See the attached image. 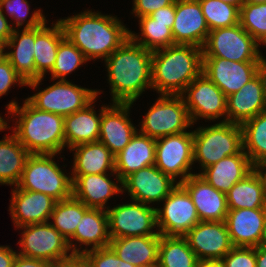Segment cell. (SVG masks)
I'll return each instance as SVG.
<instances>
[{"instance_id": "obj_43", "label": "cell", "mask_w": 266, "mask_h": 267, "mask_svg": "<svg viewBox=\"0 0 266 267\" xmlns=\"http://www.w3.org/2000/svg\"><path fill=\"white\" fill-rule=\"evenodd\" d=\"M83 255L89 267H137L121 260L110 246L87 250Z\"/></svg>"}, {"instance_id": "obj_10", "label": "cell", "mask_w": 266, "mask_h": 267, "mask_svg": "<svg viewBox=\"0 0 266 267\" xmlns=\"http://www.w3.org/2000/svg\"><path fill=\"white\" fill-rule=\"evenodd\" d=\"M19 229H23L18 242L21 256L53 264L73 255L68 241L49 222L29 224Z\"/></svg>"}, {"instance_id": "obj_19", "label": "cell", "mask_w": 266, "mask_h": 267, "mask_svg": "<svg viewBox=\"0 0 266 267\" xmlns=\"http://www.w3.org/2000/svg\"><path fill=\"white\" fill-rule=\"evenodd\" d=\"M210 30L198 0H175L172 26L174 44H189L203 48Z\"/></svg>"}, {"instance_id": "obj_46", "label": "cell", "mask_w": 266, "mask_h": 267, "mask_svg": "<svg viewBox=\"0 0 266 267\" xmlns=\"http://www.w3.org/2000/svg\"><path fill=\"white\" fill-rule=\"evenodd\" d=\"M175 0H133L132 14L140 18L149 16L154 11L172 4Z\"/></svg>"}, {"instance_id": "obj_2", "label": "cell", "mask_w": 266, "mask_h": 267, "mask_svg": "<svg viewBox=\"0 0 266 267\" xmlns=\"http://www.w3.org/2000/svg\"><path fill=\"white\" fill-rule=\"evenodd\" d=\"M113 103H134L152 88V51L130 37L104 60Z\"/></svg>"}, {"instance_id": "obj_7", "label": "cell", "mask_w": 266, "mask_h": 267, "mask_svg": "<svg viewBox=\"0 0 266 267\" xmlns=\"http://www.w3.org/2000/svg\"><path fill=\"white\" fill-rule=\"evenodd\" d=\"M141 123L139 132L153 139L184 132L193 125L181 95H159Z\"/></svg>"}, {"instance_id": "obj_48", "label": "cell", "mask_w": 266, "mask_h": 267, "mask_svg": "<svg viewBox=\"0 0 266 267\" xmlns=\"http://www.w3.org/2000/svg\"><path fill=\"white\" fill-rule=\"evenodd\" d=\"M51 267H89L83 254H73L69 258L53 263Z\"/></svg>"}, {"instance_id": "obj_30", "label": "cell", "mask_w": 266, "mask_h": 267, "mask_svg": "<svg viewBox=\"0 0 266 267\" xmlns=\"http://www.w3.org/2000/svg\"><path fill=\"white\" fill-rule=\"evenodd\" d=\"M97 97L84 109L64 117L65 146L97 142L100 134L101 109L96 114L93 104Z\"/></svg>"}, {"instance_id": "obj_51", "label": "cell", "mask_w": 266, "mask_h": 267, "mask_svg": "<svg viewBox=\"0 0 266 267\" xmlns=\"http://www.w3.org/2000/svg\"><path fill=\"white\" fill-rule=\"evenodd\" d=\"M14 28L8 23L6 15H4V10L0 7V42L6 43L11 37Z\"/></svg>"}, {"instance_id": "obj_25", "label": "cell", "mask_w": 266, "mask_h": 267, "mask_svg": "<svg viewBox=\"0 0 266 267\" xmlns=\"http://www.w3.org/2000/svg\"><path fill=\"white\" fill-rule=\"evenodd\" d=\"M110 240L106 210L89 208L77 225L74 235L68 240V244L72 254H83L87 250L109 246ZM74 241L75 244L78 242V248ZM81 245L91 246V248L81 250Z\"/></svg>"}, {"instance_id": "obj_53", "label": "cell", "mask_w": 266, "mask_h": 267, "mask_svg": "<svg viewBox=\"0 0 266 267\" xmlns=\"http://www.w3.org/2000/svg\"><path fill=\"white\" fill-rule=\"evenodd\" d=\"M253 169L255 170V172L258 174V176L262 181L264 195L266 199V160H263L255 164L253 166Z\"/></svg>"}, {"instance_id": "obj_38", "label": "cell", "mask_w": 266, "mask_h": 267, "mask_svg": "<svg viewBox=\"0 0 266 267\" xmlns=\"http://www.w3.org/2000/svg\"><path fill=\"white\" fill-rule=\"evenodd\" d=\"M243 151L254 166L266 160V110L241 125Z\"/></svg>"}, {"instance_id": "obj_23", "label": "cell", "mask_w": 266, "mask_h": 267, "mask_svg": "<svg viewBox=\"0 0 266 267\" xmlns=\"http://www.w3.org/2000/svg\"><path fill=\"white\" fill-rule=\"evenodd\" d=\"M47 20L35 28L34 62L36 79L27 82V86L36 89L45 77L51 72L56 61L59 43L66 37L62 23L58 20L47 27Z\"/></svg>"}, {"instance_id": "obj_20", "label": "cell", "mask_w": 266, "mask_h": 267, "mask_svg": "<svg viewBox=\"0 0 266 267\" xmlns=\"http://www.w3.org/2000/svg\"><path fill=\"white\" fill-rule=\"evenodd\" d=\"M11 194L9 211L17 229L29 224L49 222L57 202L55 199L41 192L19 189L17 186Z\"/></svg>"}, {"instance_id": "obj_5", "label": "cell", "mask_w": 266, "mask_h": 267, "mask_svg": "<svg viewBox=\"0 0 266 267\" xmlns=\"http://www.w3.org/2000/svg\"><path fill=\"white\" fill-rule=\"evenodd\" d=\"M243 150L241 125L222 122L199 127L193 131V162H198L202 171L221 159Z\"/></svg>"}, {"instance_id": "obj_44", "label": "cell", "mask_w": 266, "mask_h": 267, "mask_svg": "<svg viewBox=\"0 0 266 267\" xmlns=\"http://www.w3.org/2000/svg\"><path fill=\"white\" fill-rule=\"evenodd\" d=\"M221 260L225 267H256V247H233Z\"/></svg>"}, {"instance_id": "obj_35", "label": "cell", "mask_w": 266, "mask_h": 267, "mask_svg": "<svg viewBox=\"0 0 266 267\" xmlns=\"http://www.w3.org/2000/svg\"><path fill=\"white\" fill-rule=\"evenodd\" d=\"M198 261L183 236L160 235L157 267H196Z\"/></svg>"}, {"instance_id": "obj_41", "label": "cell", "mask_w": 266, "mask_h": 267, "mask_svg": "<svg viewBox=\"0 0 266 267\" xmlns=\"http://www.w3.org/2000/svg\"><path fill=\"white\" fill-rule=\"evenodd\" d=\"M239 23L260 43L266 36V3H244L240 8Z\"/></svg>"}, {"instance_id": "obj_8", "label": "cell", "mask_w": 266, "mask_h": 267, "mask_svg": "<svg viewBox=\"0 0 266 267\" xmlns=\"http://www.w3.org/2000/svg\"><path fill=\"white\" fill-rule=\"evenodd\" d=\"M100 92L80 87L68 80H57L26 99L39 110L65 117L84 109Z\"/></svg>"}, {"instance_id": "obj_34", "label": "cell", "mask_w": 266, "mask_h": 267, "mask_svg": "<svg viewBox=\"0 0 266 267\" xmlns=\"http://www.w3.org/2000/svg\"><path fill=\"white\" fill-rule=\"evenodd\" d=\"M226 198L228 210L266 208L262 181L254 169L231 187Z\"/></svg>"}, {"instance_id": "obj_47", "label": "cell", "mask_w": 266, "mask_h": 267, "mask_svg": "<svg viewBox=\"0 0 266 267\" xmlns=\"http://www.w3.org/2000/svg\"><path fill=\"white\" fill-rule=\"evenodd\" d=\"M152 19L156 20V22L161 23H174L175 18V1L166 6L162 7L152 14L149 15Z\"/></svg>"}, {"instance_id": "obj_17", "label": "cell", "mask_w": 266, "mask_h": 267, "mask_svg": "<svg viewBox=\"0 0 266 267\" xmlns=\"http://www.w3.org/2000/svg\"><path fill=\"white\" fill-rule=\"evenodd\" d=\"M257 64L258 61L235 62L220 57H203L202 73L228 97L257 75Z\"/></svg>"}, {"instance_id": "obj_45", "label": "cell", "mask_w": 266, "mask_h": 267, "mask_svg": "<svg viewBox=\"0 0 266 267\" xmlns=\"http://www.w3.org/2000/svg\"><path fill=\"white\" fill-rule=\"evenodd\" d=\"M27 86L25 79L14 69L7 58L0 62V97L7 94L11 86Z\"/></svg>"}, {"instance_id": "obj_49", "label": "cell", "mask_w": 266, "mask_h": 267, "mask_svg": "<svg viewBox=\"0 0 266 267\" xmlns=\"http://www.w3.org/2000/svg\"><path fill=\"white\" fill-rule=\"evenodd\" d=\"M51 263L17 254L13 267H51Z\"/></svg>"}, {"instance_id": "obj_1", "label": "cell", "mask_w": 266, "mask_h": 267, "mask_svg": "<svg viewBox=\"0 0 266 267\" xmlns=\"http://www.w3.org/2000/svg\"><path fill=\"white\" fill-rule=\"evenodd\" d=\"M59 21L65 36L90 61L107 59L129 38V28L117 16L104 15L98 11H84Z\"/></svg>"}, {"instance_id": "obj_56", "label": "cell", "mask_w": 266, "mask_h": 267, "mask_svg": "<svg viewBox=\"0 0 266 267\" xmlns=\"http://www.w3.org/2000/svg\"><path fill=\"white\" fill-rule=\"evenodd\" d=\"M220 1L231 4L235 7H237L239 10L242 7V5L245 3V0H220Z\"/></svg>"}, {"instance_id": "obj_57", "label": "cell", "mask_w": 266, "mask_h": 267, "mask_svg": "<svg viewBox=\"0 0 266 267\" xmlns=\"http://www.w3.org/2000/svg\"><path fill=\"white\" fill-rule=\"evenodd\" d=\"M260 246L266 247V219H265L264 227H263V230H262Z\"/></svg>"}, {"instance_id": "obj_33", "label": "cell", "mask_w": 266, "mask_h": 267, "mask_svg": "<svg viewBox=\"0 0 266 267\" xmlns=\"http://www.w3.org/2000/svg\"><path fill=\"white\" fill-rule=\"evenodd\" d=\"M30 153L12 133L0 140V184L16 186Z\"/></svg>"}, {"instance_id": "obj_24", "label": "cell", "mask_w": 266, "mask_h": 267, "mask_svg": "<svg viewBox=\"0 0 266 267\" xmlns=\"http://www.w3.org/2000/svg\"><path fill=\"white\" fill-rule=\"evenodd\" d=\"M265 219L266 208L229 210L225 223L233 246H260Z\"/></svg>"}, {"instance_id": "obj_14", "label": "cell", "mask_w": 266, "mask_h": 267, "mask_svg": "<svg viewBox=\"0 0 266 267\" xmlns=\"http://www.w3.org/2000/svg\"><path fill=\"white\" fill-rule=\"evenodd\" d=\"M181 96L193 125L198 118L215 121L223 116L226 122L227 97L205 74L197 76Z\"/></svg>"}, {"instance_id": "obj_29", "label": "cell", "mask_w": 266, "mask_h": 267, "mask_svg": "<svg viewBox=\"0 0 266 267\" xmlns=\"http://www.w3.org/2000/svg\"><path fill=\"white\" fill-rule=\"evenodd\" d=\"M156 139L136 132L126 147L114 156L115 172L122 181L141 168L155 165Z\"/></svg>"}, {"instance_id": "obj_52", "label": "cell", "mask_w": 266, "mask_h": 267, "mask_svg": "<svg viewBox=\"0 0 266 267\" xmlns=\"http://www.w3.org/2000/svg\"><path fill=\"white\" fill-rule=\"evenodd\" d=\"M257 76L260 79L263 88V94L266 99V58L262 56V53H260L257 64Z\"/></svg>"}, {"instance_id": "obj_26", "label": "cell", "mask_w": 266, "mask_h": 267, "mask_svg": "<svg viewBox=\"0 0 266 267\" xmlns=\"http://www.w3.org/2000/svg\"><path fill=\"white\" fill-rule=\"evenodd\" d=\"M226 121L238 125L266 110V99L259 77L256 75L239 91L227 97Z\"/></svg>"}, {"instance_id": "obj_59", "label": "cell", "mask_w": 266, "mask_h": 267, "mask_svg": "<svg viewBox=\"0 0 266 267\" xmlns=\"http://www.w3.org/2000/svg\"><path fill=\"white\" fill-rule=\"evenodd\" d=\"M8 123L6 122V120H4L1 116H0V131H3L4 129H11L10 126L7 125Z\"/></svg>"}, {"instance_id": "obj_18", "label": "cell", "mask_w": 266, "mask_h": 267, "mask_svg": "<svg viewBox=\"0 0 266 267\" xmlns=\"http://www.w3.org/2000/svg\"><path fill=\"white\" fill-rule=\"evenodd\" d=\"M132 103H113L101 106L99 142L115 156L121 152L137 132L129 118Z\"/></svg>"}, {"instance_id": "obj_16", "label": "cell", "mask_w": 266, "mask_h": 267, "mask_svg": "<svg viewBox=\"0 0 266 267\" xmlns=\"http://www.w3.org/2000/svg\"><path fill=\"white\" fill-rule=\"evenodd\" d=\"M183 237L198 260H221L234 247L225 221H200Z\"/></svg>"}, {"instance_id": "obj_61", "label": "cell", "mask_w": 266, "mask_h": 267, "mask_svg": "<svg viewBox=\"0 0 266 267\" xmlns=\"http://www.w3.org/2000/svg\"><path fill=\"white\" fill-rule=\"evenodd\" d=\"M263 44L264 46H266V36L264 37V39L259 43V45Z\"/></svg>"}, {"instance_id": "obj_31", "label": "cell", "mask_w": 266, "mask_h": 267, "mask_svg": "<svg viewBox=\"0 0 266 267\" xmlns=\"http://www.w3.org/2000/svg\"><path fill=\"white\" fill-rule=\"evenodd\" d=\"M71 175L106 174L115 172V160L111 151L101 142L76 145Z\"/></svg>"}, {"instance_id": "obj_32", "label": "cell", "mask_w": 266, "mask_h": 267, "mask_svg": "<svg viewBox=\"0 0 266 267\" xmlns=\"http://www.w3.org/2000/svg\"><path fill=\"white\" fill-rule=\"evenodd\" d=\"M35 28H23L22 32L14 28L6 42V58L26 82L36 79L34 62Z\"/></svg>"}, {"instance_id": "obj_55", "label": "cell", "mask_w": 266, "mask_h": 267, "mask_svg": "<svg viewBox=\"0 0 266 267\" xmlns=\"http://www.w3.org/2000/svg\"><path fill=\"white\" fill-rule=\"evenodd\" d=\"M196 267H225L222 260H199Z\"/></svg>"}, {"instance_id": "obj_50", "label": "cell", "mask_w": 266, "mask_h": 267, "mask_svg": "<svg viewBox=\"0 0 266 267\" xmlns=\"http://www.w3.org/2000/svg\"><path fill=\"white\" fill-rule=\"evenodd\" d=\"M17 254L9 246H0V267H13Z\"/></svg>"}, {"instance_id": "obj_12", "label": "cell", "mask_w": 266, "mask_h": 267, "mask_svg": "<svg viewBox=\"0 0 266 267\" xmlns=\"http://www.w3.org/2000/svg\"><path fill=\"white\" fill-rule=\"evenodd\" d=\"M131 203L107 209L110 239L160 235L156 230V208L131 200Z\"/></svg>"}, {"instance_id": "obj_40", "label": "cell", "mask_w": 266, "mask_h": 267, "mask_svg": "<svg viewBox=\"0 0 266 267\" xmlns=\"http://www.w3.org/2000/svg\"><path fill=\"white\" fill-rule=\"evenodd\" d=\"M89 61L85 55L65 37L58 46L55 65L52 69V80H66V76Z\"/></svg>"}, {"instance_id": "obj_22", "label": "cell", "mask_w": 266, "mask_h": 267, "mask_svg": "<svg viewBox=\"0 0 266 267\" xmlns=\"http://www.w3.org/2000/svg\"><path fill=\"white\" fill-rule=\"evenodd\" d=\"M115 174L116 172H112V174L72 175V195L89 208L107 210L110 207L105 205L111 196L123 193L122 181ZM109 175H115L117 183L112 181L108 177Z\"/></svg>"}, {"instance_id": "obj_42", "label": "cell", "mask_w": 266, "mask_h": 267, "mask_svg": "<svg viewBox=\"0 0 266 267\" xmlns=\"http://www.w3.org/2000/svg\"><path fill=\"white\" fill-rule=\"evenodd\" d=\"M0 7L2 10L6 9L9 18L12 17V21H15L11 25H15L17 28H20L23 24L25 25L24 28H36L46 21L40 9L35 10L29 17L30 19L27 20L30 12V5L27 0H0Z\"/></svg>"}, {"instance_id": "obj_58", "label": "cell", "mask_w": 266, "mask_h": 267, "mask_svg": "<svg viewBox=\"0 0 266 267\" xmlns=\"http://www.w3.org/2000/svg\"><path fill=\"white\" fill-rule=\"evenodd\" d=\"M6 43L0 42V62L6 58Z\"/></svg>"}, {"instance_id": "obj_9", "label": "cell", "mask_w": 266, "mask_h": 267, "mask_svg": "<svg viewBox=\"0 0 266 267\" xmlns=\"http://www.w3.org/2000/svg\"><path fill=\"white\" fill-rule=\"evenodd\" d=\"M259 43L240 25L211 30L203 46V57L235 62L258 61Z\"/></svg>"}, {"instance_id": "obj_37", "label": "cell", "mask_w": 266, "mask_h": 267, "mask_svg": "<svg viewBox=\"0 0 266 267\" xmlns=\"http://www.w3.org/2000/svg\"><path fill=\"white\" fill-rule=\"evenodd\" d=\"M88 209L89 207L72 195L55 203L50 216L53 222L49 223L68 241Z\"/></svg>"}, {"instance_id": "obj_54", "label": "cell", "mask_w": 266, "mask_h": 267, "mask_svg": "<svg viewBox=\"0 0 266 267\" xmlns=\"http://www.w3.org/2000/svg\"><path fill=\"white\" fill-rule=\"evenodd\" d=\"M256 267H266V247H256Z\"/></svg>"}, {"instance_id": "obj_11", "label": "cell", "mask_w": 266, "mask_h": 267, "mask_svg": "<svg viewBox=\"0 0 266 267\" xmlns=\"http://www.w3.org/2000/svg\"><path fill=\"white\" fill-rule=\"evenodd\" d=\"M193 162V131H184L156 139L155 166L178 183L191 173Z\"/></svg>"}, {"instance_id": "obj_15", "label": "cell", "mask_w": 266, "mask_h": 267, "mask_svg": "<svg viewBox=\"0 0 266 267\" xmlns=\"http://www.w3.org/2000/svg\"><path fill=\"white\" fill-rule=\"evenodd\" d=\"M177 184L178 181L150 165L126 176L122 180V192L127 191L131 200L150 205L163 202Z\"/></svg>"}, {"instance_id": "obj_27", "label": "cell", "mask_w": 266, "mask_h": 267, "mask_svg": "<svg viewBox=\"0 0 266 267\" xmlns=\"http://www.w3.org/2000/svg\"><path fill=\"white\" fill-rule=\"evenodd\" d=\"M160 235L114 238L109 246L123 261L137 267H157Z\"/></svg>"}, {"instance_id": "obj_39", "label": "cell", "mask_w": 266, "mask_h": 267, "mask_svg": "<svg viewBox=\"0 0 266 267\" xmlns=\"http://www.w3.org/2000/svg\"><path fill=\"white\" fill-rule=\"evenodd\" d=\"M209 30L231 27L239 23L240 10L220 0H198Z\"/></svg>"}, {"instance_id": "obj_60", "label": "cell", "mask_w": 266, "mask_h": 267, "mask_svg": "<svg viewBox=\"0 0 266 267\" xmlns=\"http://www.w3.org/2000/svg\"><path fill=\"white\" fill-rule=\"evenodd\" d=\"M245 3L259 4V3H266V0H245Z\"/></svg>"}, {"instance_id": "obj_6", "label": "cell", "mask_w": 266, "mask_h": 267, "mask_svg": "<svg viewBox=\"0 0 266 267\" xmlns=\"http://www.w3.org/2000/svg\"><path fill=\"white\" fill-rule=\"evenodd\" d=\"M56 154H30L26 160L19 189L41 192L61 201L72 196V178L54 161Z\"/></svg>"}, {"instance_id": "obj_13", "label": "cell", "mask_w": 266, "mask_h": 267, "mask_svg": "<svg viewBox=\"0 0 266 267\" xmlns=\"http://www.w3.org/2000/svg\"><path fill=\"white\" fill-rule=\"evenodd\" d=\"M156 208L157 232L164 236H184L200 219L186 189L178 183Z\"/></svg>"}, {"instance_id": "obj_3", "label": "cell", "mask_w": 266, "mask_h": 267, "mask_svg": "<svg viewBox=\"0 0 266 267\" xmlns=\"http://www.w3.org/2000/svg\"><path fill=\"white\" fill-rule=\"evenodd\" d=\"M21 106L7 105L11 117L17 116L13 134L30 154H60L65 147L64 117L35 108L27 99Z\"/></svg>"}, {"instance_id": "obj_36", "label": "cell", "mask_w": 266, "mask_h": 267, "mask_svg": "<svg viewBox=\"0 0 266 267\" xmlns=\"http://www.w3.org/2000/svg\"><path fill=\"white\" fill-rule=\"evenodd\" d=\"M138 19L141 35L139 36L138 33L135 34L129 30V37L138 45L147 50L155 51L174 44L173 23L156 22L150 16H143Z\"/></svg>"}, {"instance_id": "obj_21", "label": "cell", "mask_w": 266, "mask_h": 267, "mask_svg": "<svg viewBox=\"0 0 266 267\" xmlns=\"http://www.w3.org/2000/svg\"><path fill=\"white\" fill-rule=\"evenodd\" d=\"M180 184L190 195L200 221H225L229 211L225 193L195 173Z\"/></svg>"}, {"instance_id": "obj_28", "label": "cell", "mask_w": 266, "mask_h": 267, "mask_svg": "<svg viewBox=\"0 0 266 267\" xmlns=\"http://www.w3.org/2000/svg\"><path fill=\"white\" fill-rule=\"evenodd\" d=\"M253 170L249 157L242 150L238 154L227 156L205 168L199 174L216 190L227 193L231 187Z\"/></svg>"}, {"instance_id": "obj_4", "label": "cell", "mask_w": 266, "mask_h": 267, "mask_svg": "<svg viewBox=\"0 0 266 267\" xmlns=\"http://www.w3.org/2000/svg\"><path fill=\"white\" fill-rule=\"evenodd\" d=\"M203 49L189 44H173L152 51V89L160 95H182L202 73Z\"/></svg>"}]
</instances>
